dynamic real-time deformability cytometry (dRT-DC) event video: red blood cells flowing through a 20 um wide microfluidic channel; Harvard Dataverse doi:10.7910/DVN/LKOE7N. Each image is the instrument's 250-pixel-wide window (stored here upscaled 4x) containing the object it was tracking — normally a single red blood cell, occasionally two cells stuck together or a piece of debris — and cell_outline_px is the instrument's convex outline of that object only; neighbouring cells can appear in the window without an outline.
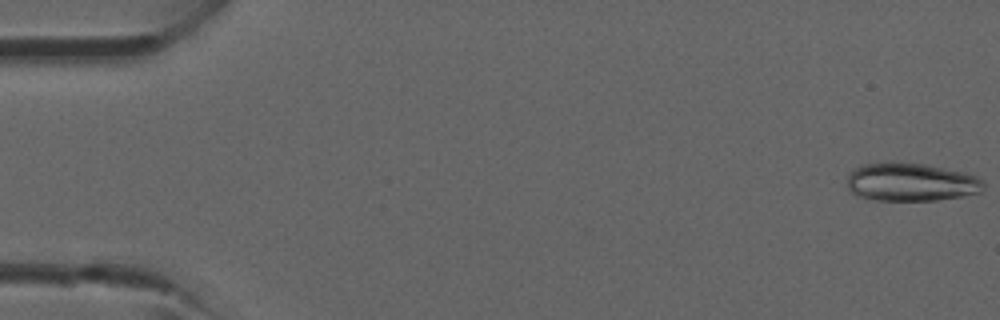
{"species": "common noctule bat (a hibernating species)", "species_latin": "Nyctalus noctula", "temperature_condition": "room temperature", "stored_images_in_passage": 42, "camera_frame_rate_fps": 3000, "um_per_image_px": 0.085, "animal": {"sex": "male", "forearm_length_mm": 52.5}, "frame": {"image": 1, "passage_image": 1, "time_ms": 0.0, "image_size_px": [1000, 320], "cell_outline_px": [[984, 188], [980, 192], [964, 196], [936, 200], [876, 200], [856, 196], [848, 188], [848, 176], [856, 168], [864, 164], [888, 160], [924, 164], [964, 172], [976, 176], [984, 180]], "centroid_in_image_um": [77.44, 15.46], "position_along_channel_um": 7.6, "area_um2": 30.69}}
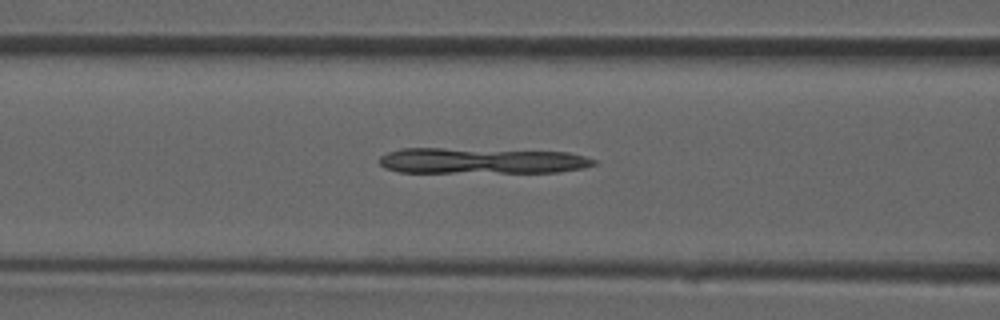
{"frame": {"image": 2, "passage_image": 17, "time_ms": 5.333, "image_size_px": [1000, 320], "cell_outline_px": [[596, 164], [584, 168], [556, 172], [400, 172], [384, 168], [380, 164], [380, 156], [388, 152], [400, 148], [444, 148], [568, 152], [584, 156], [596, 160]], "centroid_in_image_um": [40.92, 13.66], "position_along_channel_um": 125.7, "area_um2": 32.25}}
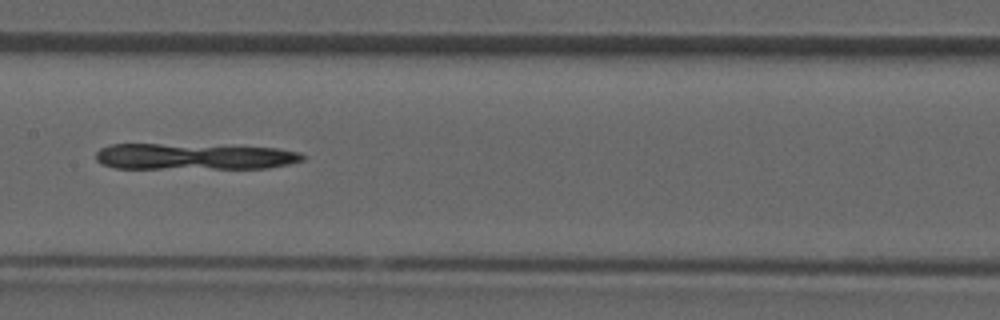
{"frame": {"image": 3, "passage_image": 21, "time_ms": 6.667, "image_size_px": [1000, 320], "cell_outline_px": [[304, 160], [288, 164], [268, 168], [112, 168], [100, 164], [96, 160], [96, 152], [100, 148], [112, 144], [160, 144], [276, 148], [300, 152], [304, 156]], "centroid_in_image_um": [16.44, 13.31], "position_along_channel_um": 191.0, "area_um2": 31.39}}